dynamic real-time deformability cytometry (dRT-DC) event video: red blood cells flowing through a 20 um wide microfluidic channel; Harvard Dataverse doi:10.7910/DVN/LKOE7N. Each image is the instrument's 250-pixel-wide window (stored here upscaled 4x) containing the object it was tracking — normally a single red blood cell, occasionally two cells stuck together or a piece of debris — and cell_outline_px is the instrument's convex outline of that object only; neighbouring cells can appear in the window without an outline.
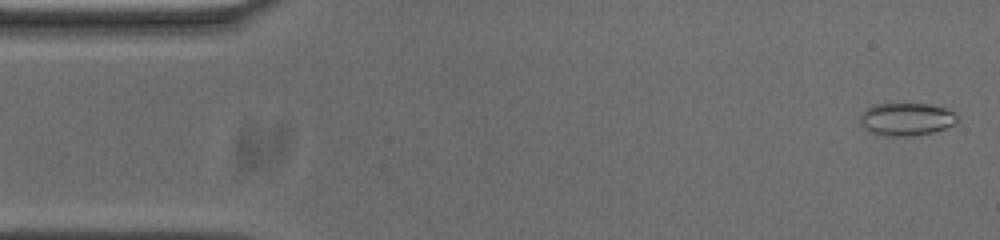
{"species": "common noctule bat (a hibernating species)", "species_latin": "Nyctalus noctula", "temperature_condition": "cold", "stored_images_in_passage": 54, "camera_frame_rate_fps": 3000, "um_per_image_px": 0.085, "animal": {"sex": "male", "body_mass_g": 20.0, "forearm_length_mm": 53.3}, "frame": {"image": 1, "passage_image": 2, "time_ms": 0.333, "image_size_px": [1000, 240], "cell_outline_px": [[960, 120], [956, 124], [948, 128], [932, 132], [908, 136], [880, 136], [864, 128], [860, 124], [860, 116], [872, 104], [928, 104], [944, 108], [960, 116]], "centroid_in_image_um": [77.08, 10.14], "position_along_channel_um": 7.9, "area_um2": 18.67}}
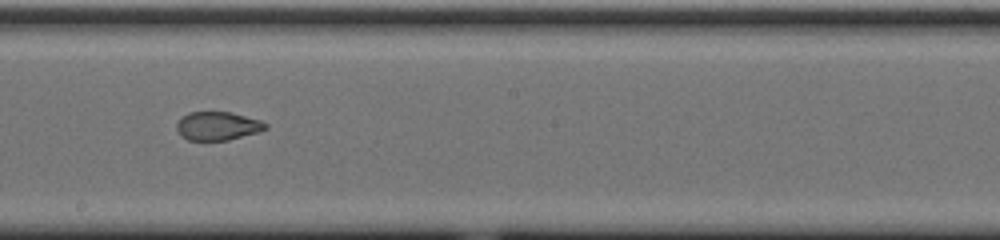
{"frame": {"image": 2, "passage_image": 29, "time_ms": 9.333, "image_size_px": [1000, 240], "cell_outline_px": [[268, 128], [260, 132], [228, 140], [188, 140], [180, 136], [176, 128], [176, 124], [188, 112], [232, 112], [260, 120], [268, 124]], "centroid_in_image_um": [18.52, 10.71], "position_along_channel_um": 229.7, "area_um2": 14.85}}
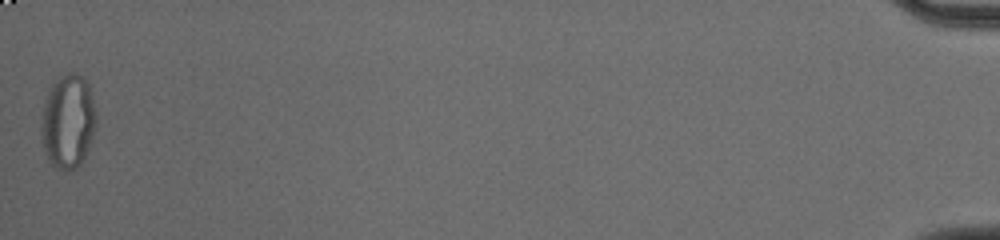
{"frame": {"image": 3, "passage_image": 54, "time_ms": 17.667, "image_size_px": [1000, 240], "cell_outline_px": [[96, 124], [88, 152], [84, 160], [76, 168], [68, 172], [52, 164], [48, 160], [44, 148], [40, 132], [40, 128], [44, 100], [52, 84], [60, 76], [68, 72], [76, 72], [88, 84], [96, 112]], "centroid_in_image_um": [5.78, 10.34], "position_along_channel_um": 429.4, "area_um2": 30.29}, "authors_computed_cell_mechanics": {"area_um2": 17.9469, "velocity_mm_per_s": 3.7106, "shape_relaxation_time_tau1_ms": null, "shape_relaxation_time_tau2_ms": 1.5618, "deformation_change_tau1": null, "deformation_change_tau2": 0.0651}}